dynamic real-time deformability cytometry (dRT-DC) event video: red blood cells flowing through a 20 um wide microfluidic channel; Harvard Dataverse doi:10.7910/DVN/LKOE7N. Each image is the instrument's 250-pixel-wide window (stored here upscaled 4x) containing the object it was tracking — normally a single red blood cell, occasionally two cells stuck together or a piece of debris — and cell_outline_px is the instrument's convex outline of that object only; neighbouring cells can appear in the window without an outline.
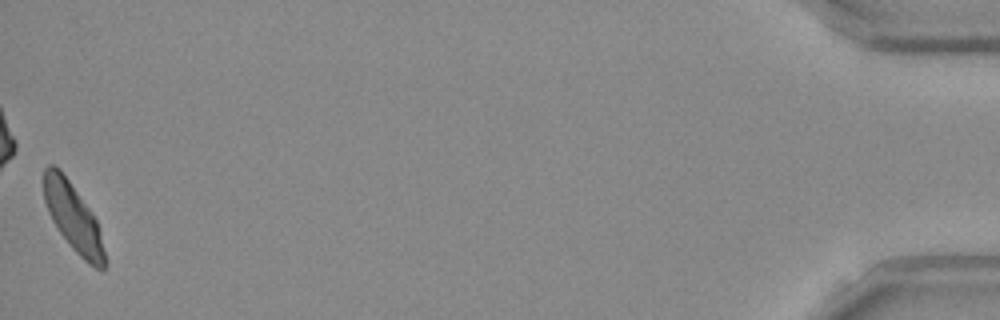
{"species": "Egyptian fruit bat (a non-hibernating species)", "species_latin": "Rousettus aegyptiacus", "temperature_condition": "room temperature", "stored_images_in_passage": 48, "camera_frame_rate_fps": 3000, "um_per_image_px": 0.085, "frame": {"image": 1, "passage_image": 48, "time_ms": 15.667, "image_size_px": [1000, 320], "cell_outline_px": [[108, 264], [100, 272], [88, 264], [72, 248], [60, 232], [52, 220], [48, 212], [44, 200], [44, 168], [48, 164], [52, 164], [60, 168], [92, 212], [96, 220]], "centroid_in_image_um": [6.23, 18.5], "position_along_channel_um": 429.0, "area_um2": 24.1}, "authors_computed_cell_mechanics": {"area_um2": 24.4494, "velocity_mm_per_s": 3.8151, "shape_relaxation_time_tau1_ms": 3.8911, "shape_relaxation_time_tau2_ms": 2.8834, "deformation_change_tau1": 0.1446, "deformation_change_tau2": 0.0448}}